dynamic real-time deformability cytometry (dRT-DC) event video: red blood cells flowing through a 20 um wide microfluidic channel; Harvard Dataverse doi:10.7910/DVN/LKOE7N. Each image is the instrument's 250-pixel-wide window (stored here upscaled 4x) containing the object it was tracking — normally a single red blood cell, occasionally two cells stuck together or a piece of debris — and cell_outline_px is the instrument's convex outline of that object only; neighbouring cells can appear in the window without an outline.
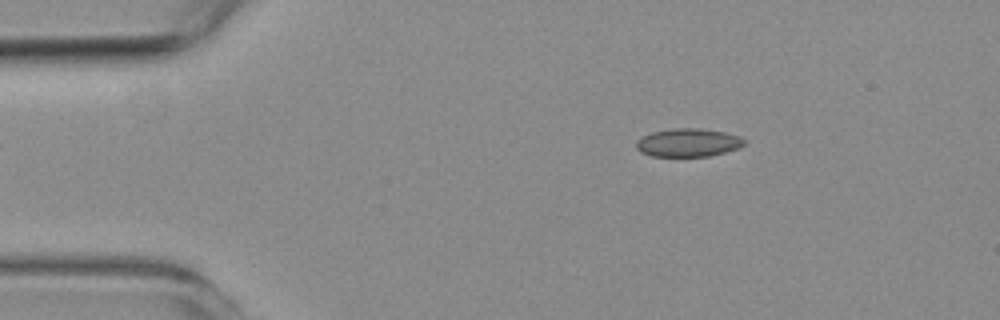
{"species": "common noctule bat (a hibernating species)", "species_latin": "Nyctalus noctula", "temperature_condition": "room temperature", "stored_images_in_passage": 55, "camera_frame_rate_fps": 3000, "um_per_image_px": 0.085, "animal": {"sex": "female", "body_mass_g": 19.3, "forearm_length_mm": 54.1}, "frame": {"image": 1, "passage_image": 8, "time_ms": 2.333, "image_size_px": [1000, 320], "cell_outline_px": [[748, 140], [740, 148], [708, 156], [652, 156], [640, 152], [636, 148], [636, 140], [652, 132], [672, 128], [700, 128], [724, 132], [740, 136]], "centroid_in_image_um": [58.51, 12.12], "position_along_channel_um": 26.5, "area_um2": 17.86}}
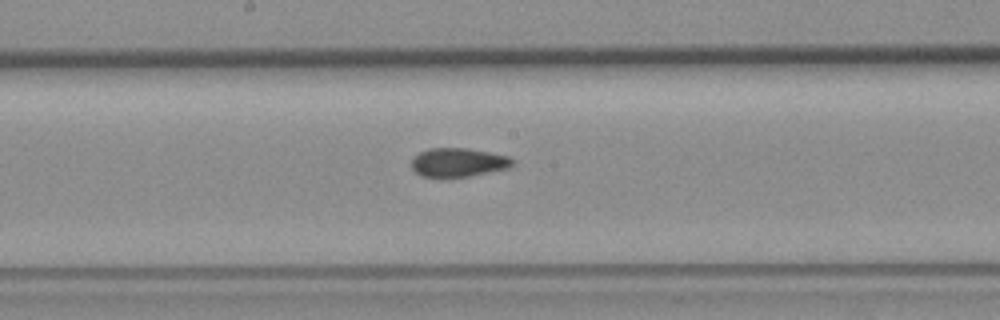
{"frame": {"image": 2, "passage_image": 28, "time_ms": 9.0, "image_size_px": [1000, 320], "cell_outline_px": [[516, 160], [508, 168], [472, 176], [448, 180], [444, 180], [420, 176], [412, 168], [412, 160], [420, 152], [432, 148], [464, 148], [488, 152], [508, 156]], "centroid_in_image_um": [38.93, 13.86], "position_along_channel_um": 209.3, "area_um2": 17.46}}
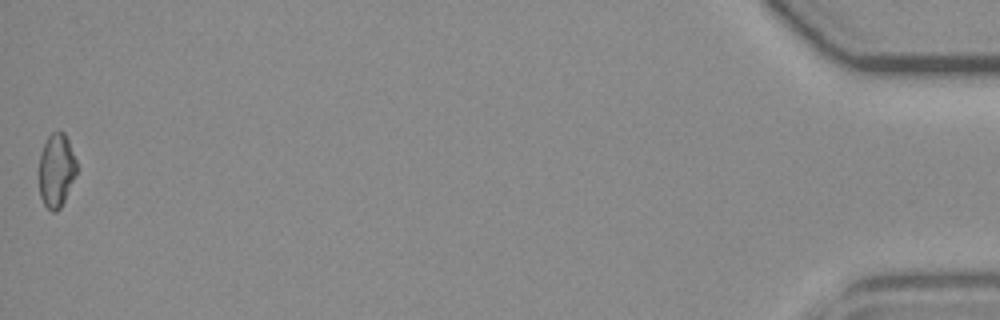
{"frame": {"image": 3, "passage_image": 55, "time_ms": 18.0, "image_size_px": [1000, 320], "cell_outline_px": [[76, 172], [64, 200], [60, 208], [56, 212], [52, 212], [44, 204], [40, 196], [40, 156], [44, 144], [48, 136], [52, 132], [64, 132], [68, 140], [76, 160]], "centroid_in_image_um": [4.78, 14.48], "position_along_channel_um": 430.4, "area_um2": 15.72}, "authors_computed_cell_mechanics": {"area_um2": 17.2244, "velocity_mm_per_s": 3.6297, "shape_relaxation_time_tau1_ms": null, "shape_relaxation_time_tau2_ms": 4.2139, "deformation_change_tau1": null, "deformation_change_tau2": 0.0858}}